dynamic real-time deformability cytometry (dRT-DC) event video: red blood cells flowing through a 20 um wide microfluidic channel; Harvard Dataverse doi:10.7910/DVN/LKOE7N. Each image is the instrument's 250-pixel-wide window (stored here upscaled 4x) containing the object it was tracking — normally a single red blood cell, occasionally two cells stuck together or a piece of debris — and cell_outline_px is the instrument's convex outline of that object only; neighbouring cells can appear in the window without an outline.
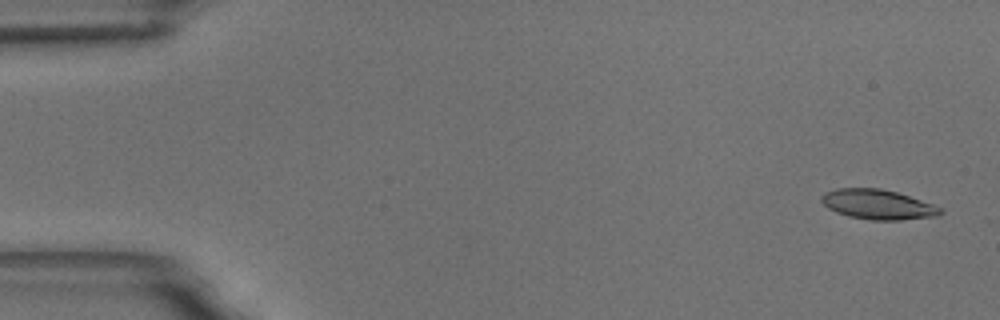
{"species": "common noctule bat (a hibernating species)", "species_latin": "Nyctalus noctula", "temperature_condition": "room temperature", "stored_images_in_passage": 5, "camera_frame_rate_fps": 3000, "um_per_image_px": 0.085, "animal": {"sex": "male", "body_mass_g": 18.8}, "frame": {"image": 1, "passage_image": 1, "time_ms": 0.0, "image_size_px": [1000, 320], "cell_outline_px": [[944, 212], [940, 216], [900, 220], [872, 220], [848, 216], [836, 212], [828, 208], [820, 200], [820, 196], [824, 192], [836, 188], [880, 188], [896, 192], [932, 204], [940, 208]], "centroid_in_image_um": [74.59, 17.38], "position_along_channel_um": 10.4, "area_um2": 20.69}}
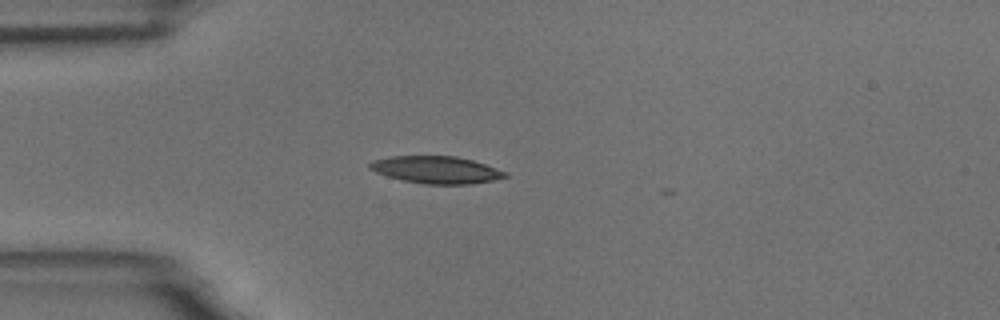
{"frame": {"image": 2, "passage_image": 5, "time_ms": 4.333, "image_size_px": [1000, 320], "cell_outline_px": [[508, 176], [492, 180], [472, 184], [424, 184], [404, 180], [388, 176], [376, 172], [368, 168], [368, 164], [372, 160], [392, 156], [456, 156], [472, 160], [508, 172]], "centroid_in_image_um": [37.07, 14.43], "position_along_channel_um": 47.9, "area_um2": 21.39}}